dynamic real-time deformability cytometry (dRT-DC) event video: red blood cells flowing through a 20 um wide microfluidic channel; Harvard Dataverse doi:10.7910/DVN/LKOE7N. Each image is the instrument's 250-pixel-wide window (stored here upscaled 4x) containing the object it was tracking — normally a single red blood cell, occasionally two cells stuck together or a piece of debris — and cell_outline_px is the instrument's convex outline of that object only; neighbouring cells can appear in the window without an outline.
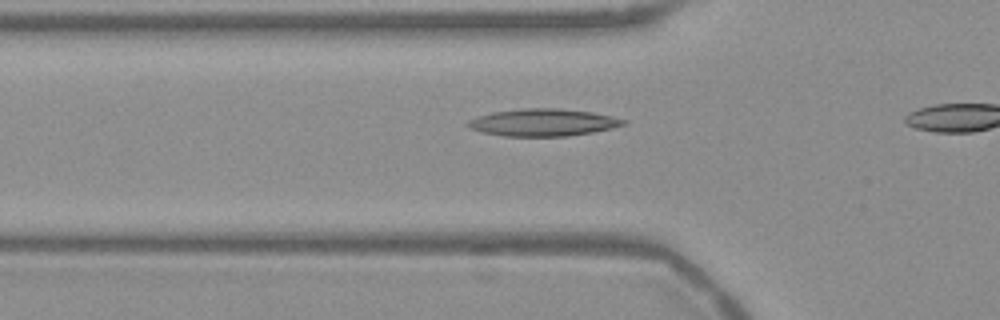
{"species": "Egyptian fruit bat (a non-hibernating species)", "species_latin": "Rousettus aegyptiacus", "temperature_condition": "warm", "stored_images_in_passage": 14, "camera_frame_rate_fps": 3000, "um_per_image_px": 0.085, "frame": {"image": 1, "passage_image": 12, "time_ms": 3.667, "image_size_px": [1000, 320], "cell_outline_px": [[628, 124], [612, 128], [592, 132], [568, 136], [504, 136], [480, 132], [468, 128], [464, 124], [468, 120], [492, 112], [520, 108], [560, 108], [592, 112], [628, 120]], "centroid_in_image_um": [46.14, 10.41], "position_along_channel_um": 79.7, "area_um2": 24.91}}